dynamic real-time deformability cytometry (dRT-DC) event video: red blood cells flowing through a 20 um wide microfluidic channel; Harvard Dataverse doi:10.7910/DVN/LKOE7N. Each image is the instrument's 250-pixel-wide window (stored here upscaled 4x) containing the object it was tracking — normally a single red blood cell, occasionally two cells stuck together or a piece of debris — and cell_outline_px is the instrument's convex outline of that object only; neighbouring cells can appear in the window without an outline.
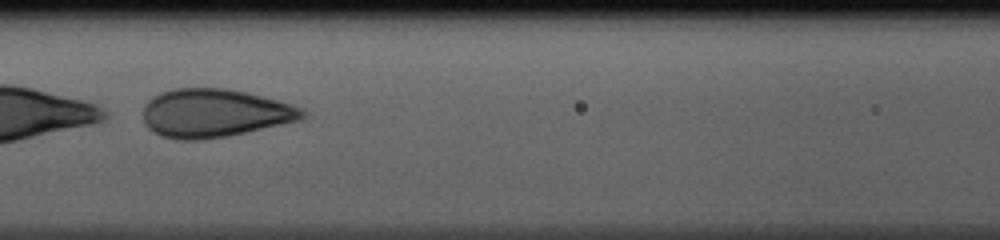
{"species": "human", "species_latin": "Homo sapiens", "temperature_condition": "cold", "stored_images_in_passage": 40, "segment_of_instrument_passage": [2, 2], "camera_frame_rate_fps": 3000, "um_per_image_px": 0.085, "donor": {"sex": "male"}, "frame": {"image": 1, "passage_image": 16, "time_ms": 5.0, "image_size_px": [1000, 240], "cell_outline_px": [[308, 116], [300, 120], [228, 136], [200, 140], [176, 140], [160, 136], [152, 132], [144, 124], [144, 104], [152, 96], [160, 92], [176, 88], [224, 88], [244, 92], [292, 104], [308, 112]], "centroid_in_image_um": [18.2, 9.63], "position_along_channel_um": 148.4, "area_um2": 45.08}}
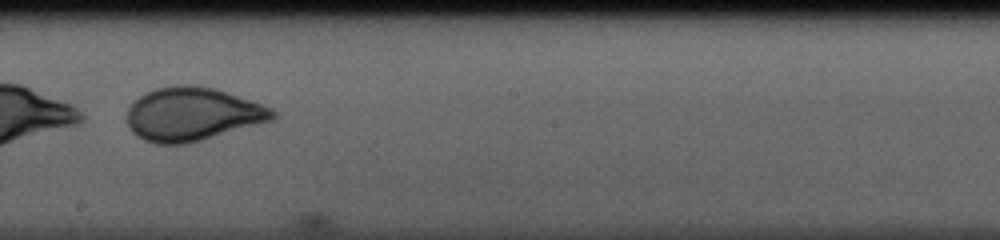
{"frame": {"image": 2, "passage_image": 22, "time_ms": 7.0, "image_size_px": [1000, 240], "cell_outline_px": [[276, 116], [272, 120], [200, 140], [184, 144], [156, 144], [144, 140], [136, 136], [132, 132], [128, 124], [128, 108], [144, 92], [156, 88], [176, 84], [192, 84], [216, 88], [264, 104], [272, 108], [276, 112]], "centroid_in_image_um": [16.35, 9.68], "position_along_channel_um": 231.8, "area_um2": 45.43}}
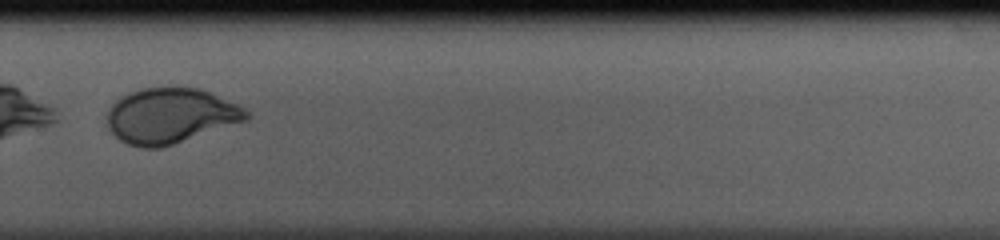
{"frame": {"image": 3, "passage_image": 28, "time_ms": 9.0, "image_size_px": [1000, 240], "cell_outline_px": [[252, 116], [248, 120], [160, 148], [140, 148], [128, 144], [120, 140], [108, 128], [108, 112], [112, 104], [116, 100], [140, 88], [200, 88], [236, 104], [244, 108]], "centroid_in_image_um": [14.5, 9.85], "position_along_channel_um": 315.3, "area_um2": 44.39}}